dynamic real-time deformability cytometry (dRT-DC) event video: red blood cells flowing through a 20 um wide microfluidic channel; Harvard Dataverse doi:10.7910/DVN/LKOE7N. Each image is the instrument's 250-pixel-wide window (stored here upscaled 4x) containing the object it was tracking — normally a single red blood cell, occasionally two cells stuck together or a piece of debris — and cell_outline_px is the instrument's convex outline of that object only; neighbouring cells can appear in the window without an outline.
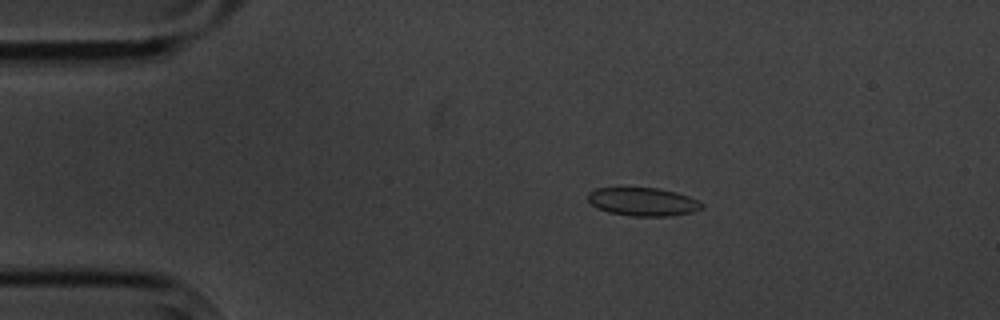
{"species": "common noctule bat (a hibernating species)", "species_latin": "Nyctalus noctula", "temperature_condition": "cold", "stored_images_in_passage": 15, "camera_frame_rate_fps": 3000, "um_per_image_px": 0.085, "animal": {"sex": "male", "body_mass_g": 20.1, "forearm_length_mm": 53.5}, "frame": {"image": 1, "passage_image": 3, "time_ms": 3.0, "image_size_px": [1000, 320], "cell_outline_px": [[704, 208], [692, 212], [672, 216], [632, 216], [608, 212], [596, 208], [588, 200], [588, 192], [596, 188], [656, 188], [676, 192], [688, 196], [704, 204]], "centroid_in_image_um": [54.65, 17.16], "position_along_channel_um": 30.3, "area_um2": 18.79}}
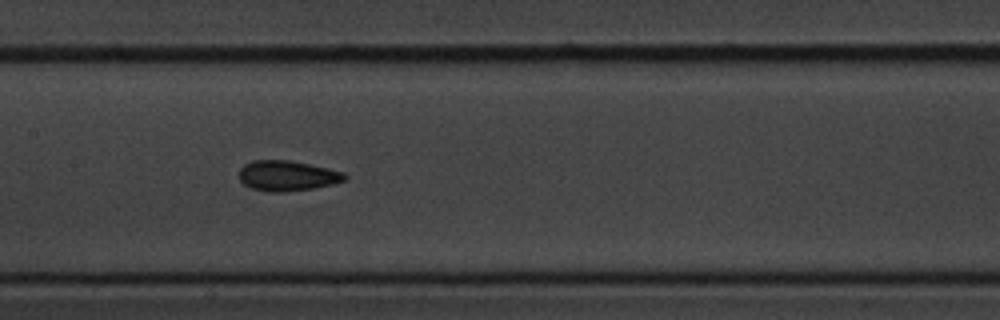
{"frame": {"image": 2, "passage_image": 8, "time_ms": 8.667, "image_size_px": [1000, 320], "cell_outline_px": [[348, 176], [344, 180], [332, 184], [312, 188], [280, 192], [268, 192], [252, 188], [244, 184], [240, 180], [240, 168], [244, 164], [252, 160], [288, 160], [328, 168], [344, 172]], "centroid_in_image_um": [24.4, 14.93], "position_along_channel_um": 183.0, "area_um2": 18.5}}
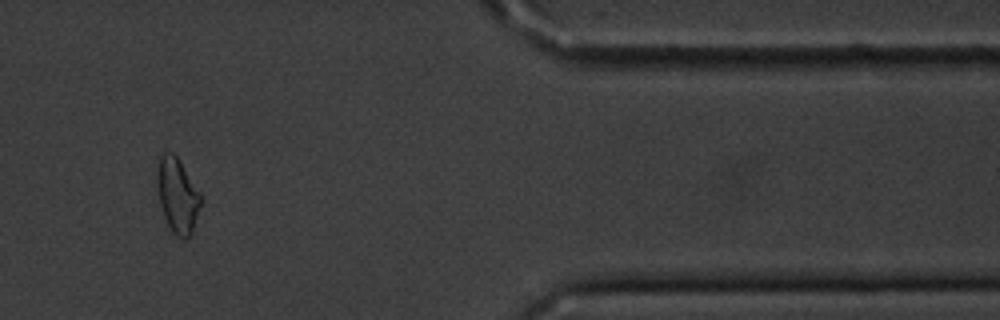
{"frame": {"image": 3, "passage_image": 13, "time_ms": 15.667, "image_size_px": [1000, 320], "cell_outline_px": [[204, 200], [192, 232], [184, 240], [176, 236], [172, 232], [164, 216], [160, 204], [156, 176], [156, 172], [160, 156], [164, 152], [172, 152], [180, 160], [200, 192]], "centroid_in_image_um": [15.11, 16.61], "position_along_channel_um": 396.3, "area_um2": 19.31}, "authors_computed_cell_mechanics": {"area_um2": 18.496, "velocity_mm_per_s": 3.4951, "shape_relaxation_time_tau1_ms": 4.0143, "shape_relaxation_time_tau2_ms": null, "deformation_change_tau1": 0.0772, "deformation_change_tau2": null}}